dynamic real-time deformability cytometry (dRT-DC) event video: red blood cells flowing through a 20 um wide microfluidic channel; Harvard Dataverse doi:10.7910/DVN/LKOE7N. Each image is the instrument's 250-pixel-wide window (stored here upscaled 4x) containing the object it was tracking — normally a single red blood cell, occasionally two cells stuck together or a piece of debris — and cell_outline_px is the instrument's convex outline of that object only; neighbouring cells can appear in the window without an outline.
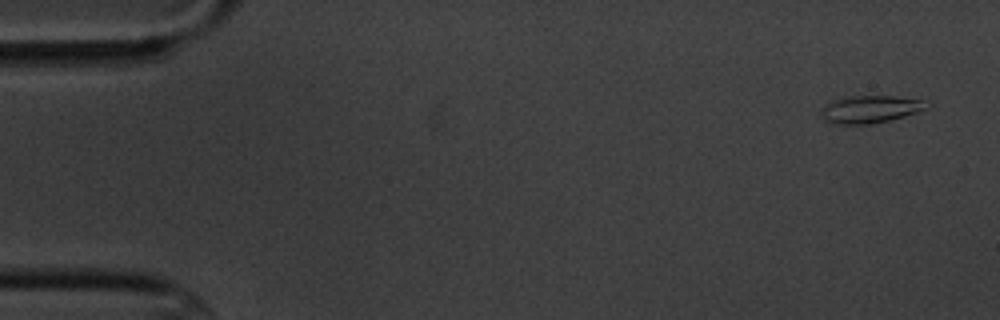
{"species": "common noctule bat (a hibernating species)", "species_latin": "Nyctalus noctula", "temperature_condition": "cold", "stored_images_in_passage": 16, "camera_frame_rate_fps": 3000, "um_per_image_px": 0.085, "animal": {"sex": "male", "body_mass_g": 20.1, "forearm_length_mm": 53.5}, "frame": {"image": 1, "passage_image": 1, "time_ms": 0.0, "image_size_px": [1000, 320], "cell_outline_px": [[932, 104], [928, 108], [904, 116], [872, 124], [836, 124], [824, 120], [820, 116], [824, 108], [828, 104], [836, 100], [852, 96], [892, 96], [920, 100]], "centroid_in_image_um": [74.0, 9.3], "position_along_channel_um": 11.0, "area_um2": 16.53}}
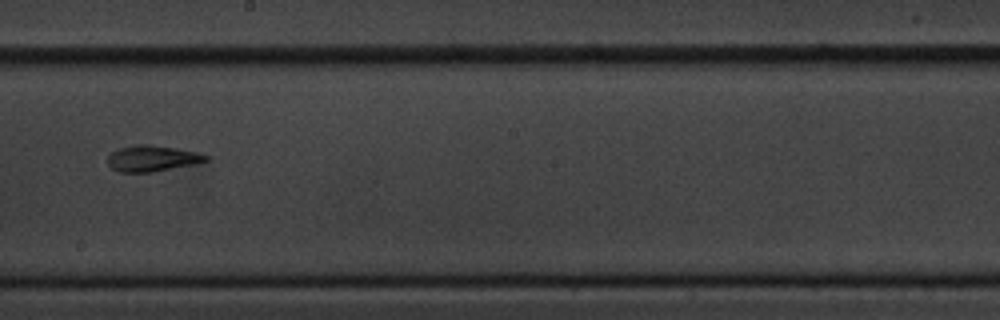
{"frame": {"image": 2, "passage_image": 9, "time_ms": 10.0, "image_size_px": [1000, 320], "cell_outline_px": [[208, 160], [196, 164], [152, 172], [120, 172], [112, 168], [108, 164], [108, 156], [112, 152], [120, 148], [136, 144], [148, 144], [176, 148], [196, 152], [208, 156]], "centroid_in_image_um": [12.94, 13.46], "position_along_channel_um": 235.3, "area_um2": 14.8}}
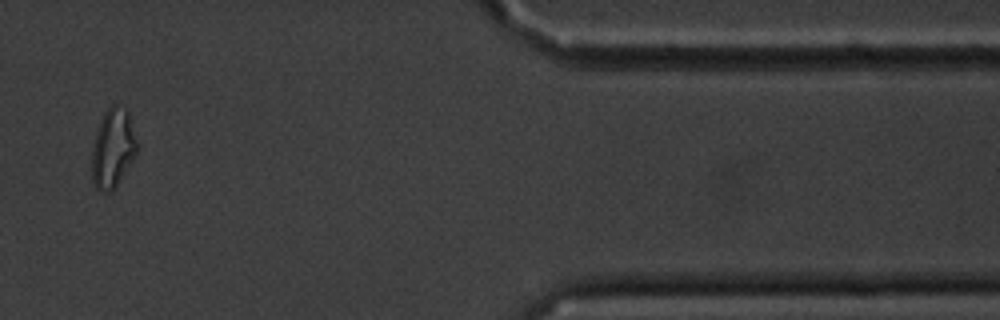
{"frame": {"image": 3, "passage_image": 14, "time_ms": 16.0, "image_size_px": [1000, 320], "cell_outline_px": [[140, 148], [136, 156], [116, 188], [112, 192], [104, 192], [96, 188], [92, 180], [92, 144], [96, 132], [104, 112], [112, 104], [116, 104], [128, 108], [140, 144]], "centroid_in_image_um": [9.66, 12.58], "position_along_channel_um": 401.7, "area_um2": 21.73}, "authors_computed_cell_mechanics": {"area_um2": 15.0569, "velocity_mm_per_s": 3.4627, "shape_relaxation_time_tau1_ms": 7.5437, "shape_relaxation_time_tau2_ms": null, "deformation_change_tau1": 0.2211, "deformation_change_tau2": null}}